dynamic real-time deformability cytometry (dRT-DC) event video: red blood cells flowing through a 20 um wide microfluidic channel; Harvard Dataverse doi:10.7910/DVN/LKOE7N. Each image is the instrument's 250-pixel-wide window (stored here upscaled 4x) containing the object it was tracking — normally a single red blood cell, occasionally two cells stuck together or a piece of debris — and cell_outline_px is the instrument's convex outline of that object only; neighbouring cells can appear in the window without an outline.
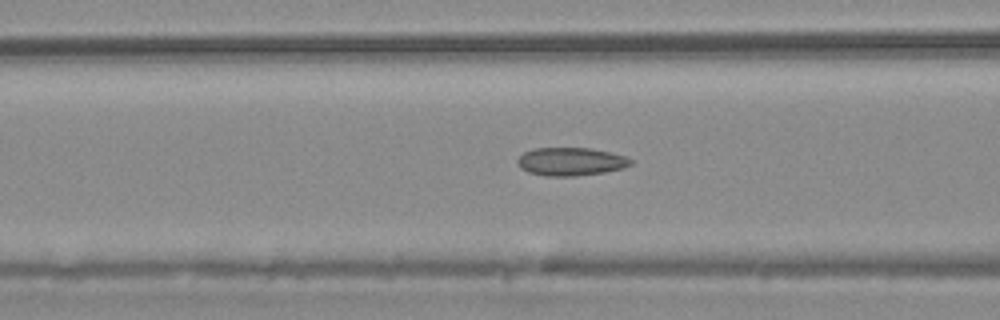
{"species": "common noctule bat (a hibernating species)", "species_latin": "Nyctalus noctula", "temperature_condition": "warm", "stored_images_in_passage": 53, "camera_frame_rate_fps": 3000, "um_per_image_px": 0.085, "animal": {"sex": "male", "body_mass_g": 20.4}, "frame": {"image": 1, "passage_image": 21, "time_ms": 6.667, "image_size_px": [1000, 320], "cell_outline_px": [[632, 164], [624, 168], [604, 172], [576, 176], [544, 176], [528, 172], [520, 168], [516, 160], [524, 152], [532, 148], [592, 148], [624, 156], [632, 160]], "centroid_in_image_um": [48.49, 13.74], "position_along_channel_um": 118.1, "area_um2": 18.61}}
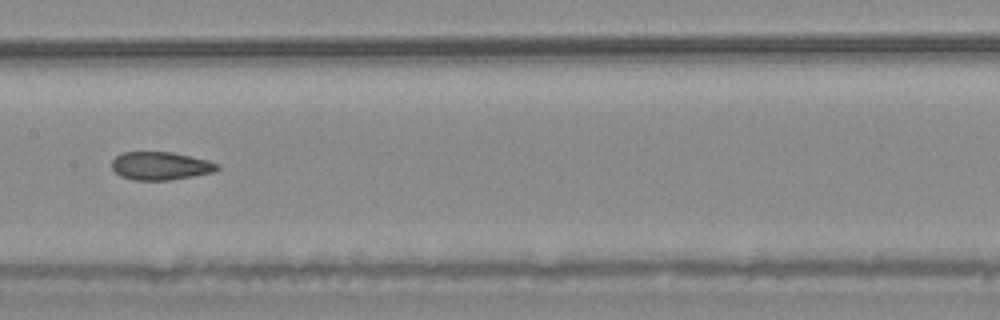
{"frame": {"image": 2, "passage_image": 27, "time_ms": 8.667, "image_size_px": [1000, 320], "cell_outline_px": [[220, 168], [216, 172], [168, 180], [132, 180], [120, 176], [112, 168], [112, 160], [120, 152], [172, 152], [208, 160], [220, 164]], "centroid_in_image_um": [13.66, 14.1], "position_along_channel_um": 193.7, "area_um2": 17.4}}
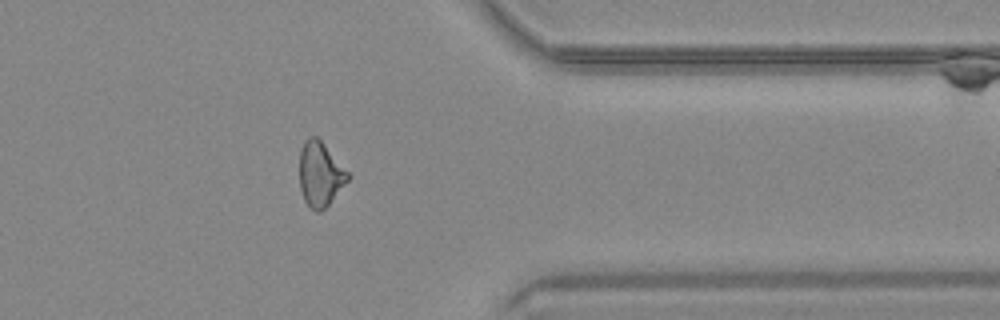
{"frame": {"image": 3, "passage_image": 43, "time_ms": 14.0, "image_size_px": [1000, 320], "cell_outline_px": [[352, 176], [328, 204], [320, 212], [316, 212], [304, 200], [300, 188], [300, 148], [304, 140], [308, 136], [316, 136], [320, 140]], "centroid_in_image_um": [27.21, 14.78], "position_along_channel_um": 384.2, "area_um2": 18.03}, "authors_computed_cell_mechanics": {"area_um2": 18.6116, "velocity_mm_per_s": 3.7821, "shape_relaxation_time_tau1_ms": null, "shape_relaxation_time_tau2_ms": 2.3544, "deformation_change_tau1": null, "deformation_change_tau2": 0.0815}}